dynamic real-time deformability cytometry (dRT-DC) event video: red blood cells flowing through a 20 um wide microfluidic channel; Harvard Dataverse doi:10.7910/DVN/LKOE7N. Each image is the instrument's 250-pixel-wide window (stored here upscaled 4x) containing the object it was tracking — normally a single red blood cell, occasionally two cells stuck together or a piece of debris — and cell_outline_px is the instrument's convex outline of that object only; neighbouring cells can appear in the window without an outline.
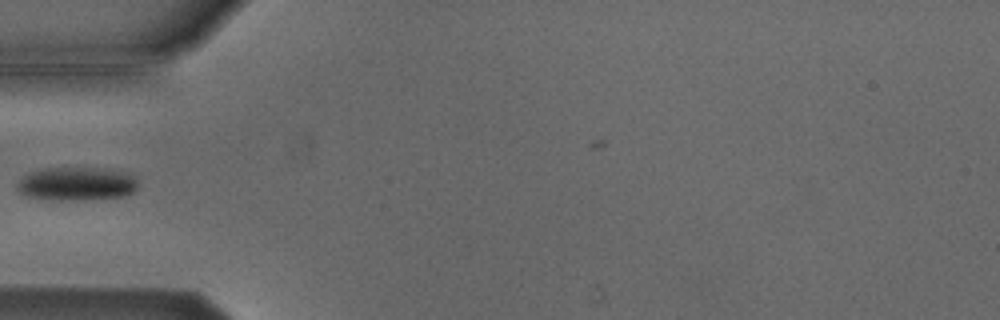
{"species": "Egyptian fruit bat (a non-hibernating species)", "species_latin": "Rousettus aegyptiacus", "temperature_condition": "cold", "stored_images_in_passage": 6, "camera_frame_rate_fps": 3000, "um_per_image_px": 0.085, "animal": {"sex": "male"}, "frame": {"image": 1, "passage_image": 5, "time_ms": 5.0, "image_size_px": [1000, 320], "cell_outline_px": [[140, 184], [136, 192], [124, 196], [84, 200], [44, 200], [28, 196], [20, 192], [16, 188], [16, 184], [24, 176], [32, 172], [44, 168], [108, 168], [124, 172], [136, 176]], "centroid_in_image_um": [6.58, 15.63], "position_along_channel_um": 78.4, "area_um2": 24.04}}
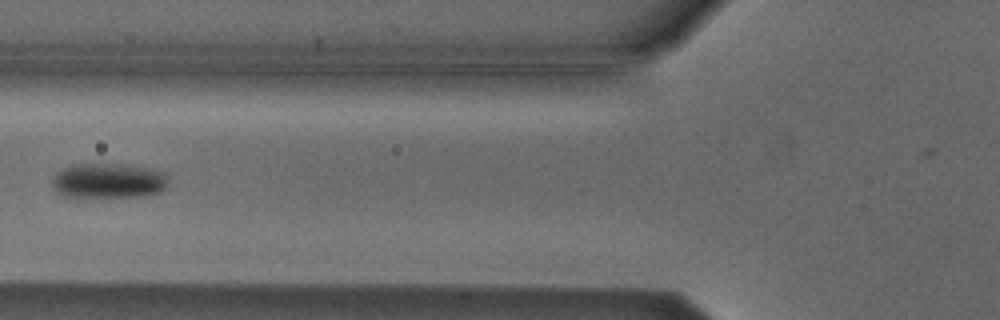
{"frame": {"image": 2, "passage_image": 6, "time_ms": 6.0, "image_size_px": [1000, 320], "cell_outline_px": [[168, 184], [160, 192], [148, 196], [76, 200], [52, 192], [52, 176], [56, 172], [72, 164], [128, 164], [152, 168], [164, 172], [168, 176]], "centroid_in_image_um": [9.16, 15.42], "position_along_channel_um": 116.6, "area_um2": 25.32}}